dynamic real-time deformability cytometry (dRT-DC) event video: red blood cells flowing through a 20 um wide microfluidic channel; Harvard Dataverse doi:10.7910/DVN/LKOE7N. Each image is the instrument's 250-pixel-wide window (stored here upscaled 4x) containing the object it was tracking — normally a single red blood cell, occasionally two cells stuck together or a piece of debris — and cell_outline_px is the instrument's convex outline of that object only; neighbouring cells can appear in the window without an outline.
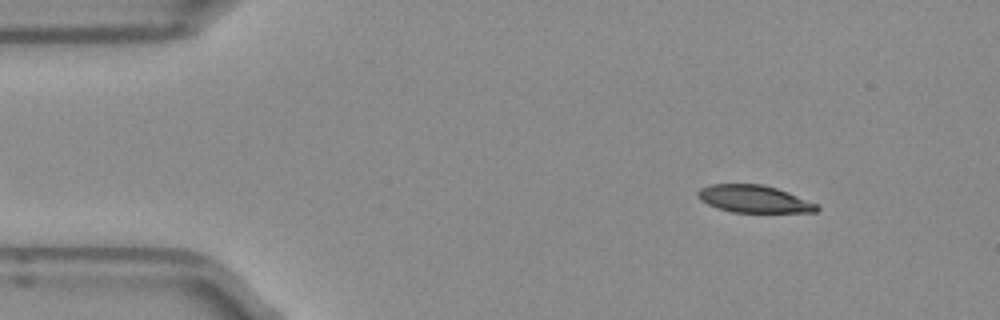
{"species": "Egyptian fruit bat (a non-hibernating species)", "species_latin": "Rousettus aegyptiacus", "temperature_condition": "room temperature", "stored_images_in_passage": 4, "camera_frame_rate_fps": 3000, "um_per_image_px": 0.085, "frame": {"image": 1, "passage_image": 1, "time_ms": 0.0, "image_size_px": [1000, 320], "cell_outline_px": [[820, 208], [816, 212], [732, 212], [708, 204], [700, 200], [696, 196], [696, 192], [700, 188], [708, 184], [760, 184], [776, 188], [788, 192], [816, 204]], "centroid_in_image_um": [64.04, 16.9], "position_along_channel_um": 21.0, "area_um2": 18.84}}
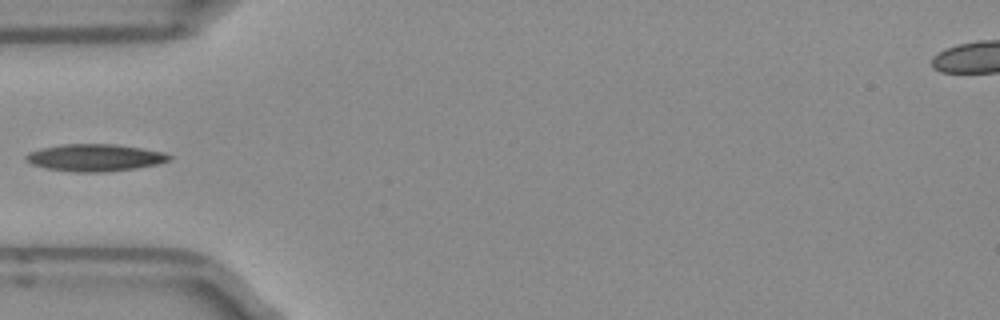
{"frame": {"image": 2, "passage_image": 4, "time_ms": 1.0, "image_size_px": [1000, 320], "cell_outline_px": [[172, 160], [156, 164], [132, 168], [104, 172], [76, 172], [48, 168], [32, 164], [24, 160], [24, 156], [28, 152], [40, 148], [64, 144], [116, 144], [164, 152], [172, 156]], "centroid_in_image_um": [8.04, 13.39], "position_along_channel_um": 77.0, "area_um2": 22.54}}